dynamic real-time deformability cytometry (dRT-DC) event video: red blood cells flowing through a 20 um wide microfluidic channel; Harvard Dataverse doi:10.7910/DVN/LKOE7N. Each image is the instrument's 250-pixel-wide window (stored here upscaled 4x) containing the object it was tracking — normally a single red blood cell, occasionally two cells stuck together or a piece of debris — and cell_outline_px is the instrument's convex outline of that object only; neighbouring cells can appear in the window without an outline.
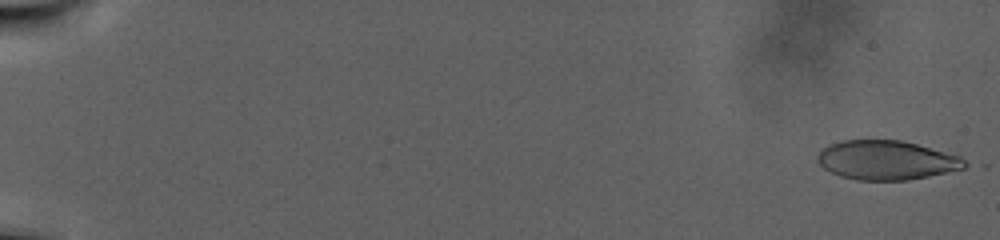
{"species": "human", "species_latin": "Homo sapiens", "temperature_condition": "warm", "stored_images_in_passage": 108, "camera_frame_rate_fps": 3000, "um_per_image_px": 0.085, "donor": {"sex": "male"}, "frame": {"image": 1, "passage_image": 2, "time_ms": 0.333, "image_size_px": [1000, 240], "cell_outline_px": [[972, 164], [964, 168], [928, 176], [908, 180], [856, 180], [840, 176], [824, 168], [816, 160], [816, 156], [820, 148], [844, 140], [900, 140], [916, 144], [960, 156]], "centroid_in_image_um": [75.35, 13.61], "position_along_channel_um": 9.7, "area_um2": 33.64}}
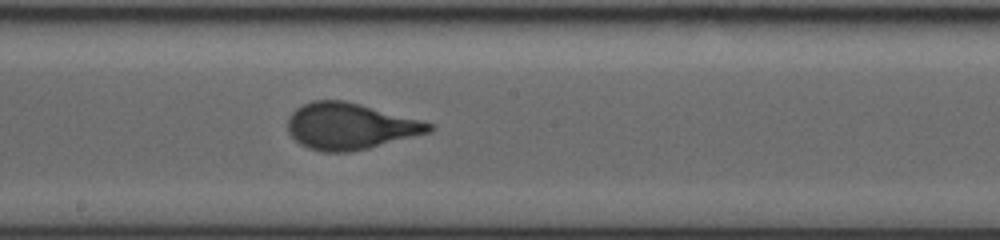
{"frame": {"image": 2, "passage_image": 64, "time_ms": 21.0, "image_size_px": [1000, 240], "cell_outline_px": [[436, 128], [432, 132], [368, 148], [348, 152], [324, 152], [308, 148], [300, 144], [288, 132], [288, 116], [296, 108], [312, 100], [344, 100], [424, 120], [436, 124]], "centroid_in_image_um": [29.8, 10.72], "position_along_channel_um": 218.4, "area_um2": 38.49}}
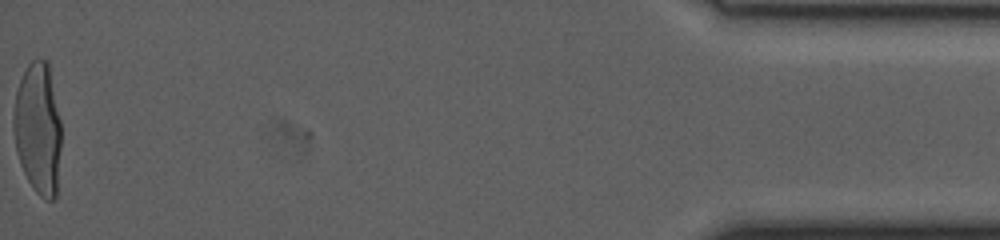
{"frame": {"image": 3, "passage_image": 108, "time_ms": 35.667, "image_size_px": [1000, 240], "cell_outline_px": [[60, 148], [56, 196], [52, 200], [44, 200], [32, 188], [20, 164], [16, 152], [12, 128], [12, 116], [16, 92], [20, 80], [28, 64], [36, 56], [48, 60], [60, 120]], "centroid_in_image_um": [3.21, 10.9], "position_along_channel_um": 432.0, "area_um2": 36.99}, "authors_computed_cell_mechanics": {"area_um2": 36.8186, "velocity_mm_per_s": 2.0152, "shape_relaxation_time_tau1_ms": 9.8594, "shape_relaxation_time_tau2_ms": null, "deformation_change_tau1": 0.2744, "deformation_change_tau2": null}}